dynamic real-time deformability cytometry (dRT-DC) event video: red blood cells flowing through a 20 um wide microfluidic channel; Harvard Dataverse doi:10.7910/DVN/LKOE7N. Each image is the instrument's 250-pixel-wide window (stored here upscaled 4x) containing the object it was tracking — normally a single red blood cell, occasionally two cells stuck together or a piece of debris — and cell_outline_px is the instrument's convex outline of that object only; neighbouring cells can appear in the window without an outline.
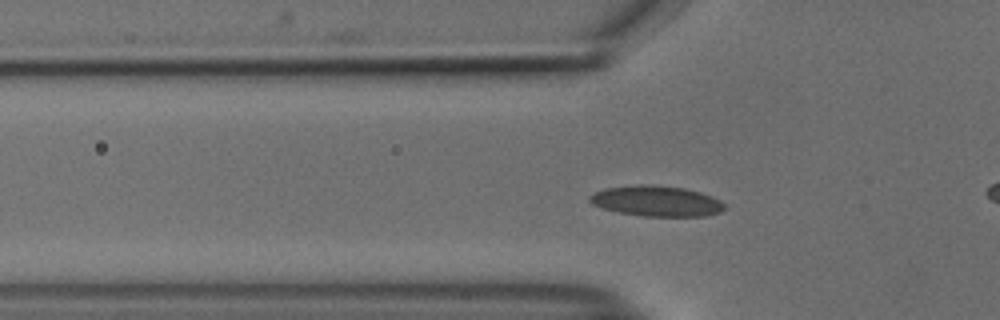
{"species": "common noctule bat (a hibernating species)", "species_latin": "Nyctalus noctula", "temperature_condition": "cold", "stored_images_in_passage": 51, "camera_frame_rate_fps": 3000, "um_per_image_px": 0.085, "animal": {"sex": "male", "body_mass_g": 18.8}, "frame": {"image": 1, "passage_image": 14, "time_ms": 4.333, "image_size_px": [1000, 320], "cell_outline_px": [[724, 208], [720, 212], [704, 216], [644, 216], [616, 212], [600, 208], [592, 204], [588, 200], [588, 196], [592, 192], [604, 188], [636, 184], [652, 184], [684, 188], [700, 192], [712, 196], [720, 200], [724, 204]], "centroid_in_image_um": [55.73, 17.08], "position_along_channel_um": 70.1, "area_um2": 24.33}}
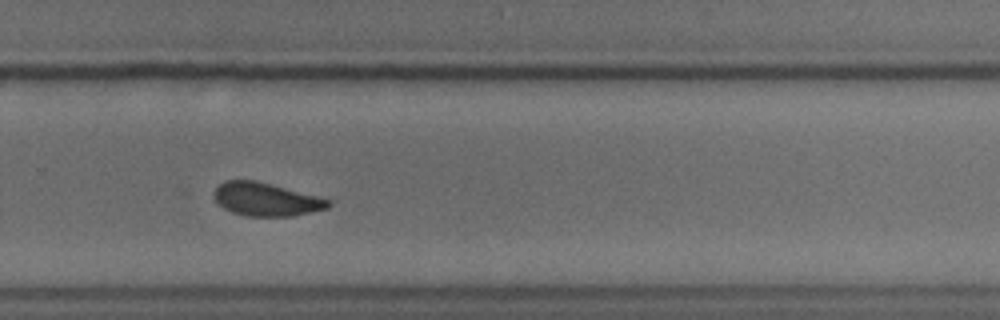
{"frame": {"image": 2, "passage_image": 33, "time_ms": 10.667, "image_size_px": [1000, 320], "cell_outline_px": [[332, 204], [328, 208], [292, 216], [244, 216], [232, 212], [224, 208], [212, 196], [212, 192], [224, 180], [256, 180], [272, 184], [332, 200]], "centroid_in_image_um": [22.6, 16.94], "position_along_channel_um": 307.2, "area_um2": 22.2}}
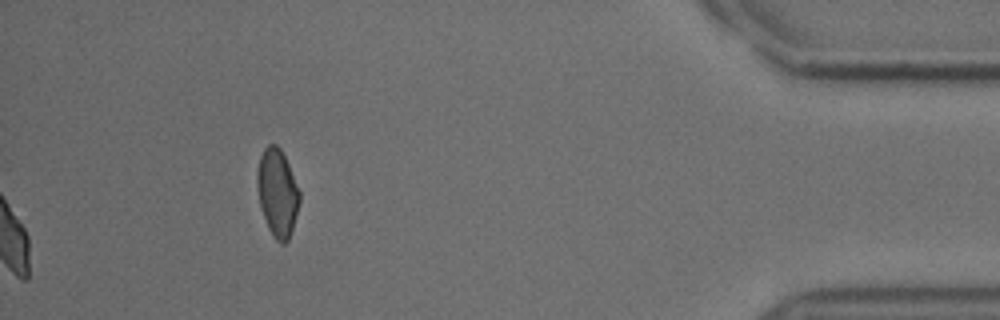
{"frame": {"image": 3, "passage_image": 51, "time_ms": 16.667, "image_size_px": [1000, 320], "cell_outline_px": [[300, 200], [292, 228], [288, 240], [284, 244], [280, 244], [276, 240], [268, 228], [260, 204], [256, 184], [256, 172], [260, 156], [264, 148], [268, 144], [276, 144], [280, 148], [288, 164], [300, 192]], "centroid_in_image_um": [23.56, 16.36], "position_along_channel_um": 411.6, "area_um2": 21.44}, "authors_computed_cell_mechanics": {"area_um2": 22.5998, "velocity_mm_per_s": 3.7497, "shape_relaxation_time_tau1_ms": 3.4372, "shape_relaxation_time_tau2_ms": 1.9183, "deformation_change_tau1": 0.0944, "deformation_change_tau2": 0.0717}}